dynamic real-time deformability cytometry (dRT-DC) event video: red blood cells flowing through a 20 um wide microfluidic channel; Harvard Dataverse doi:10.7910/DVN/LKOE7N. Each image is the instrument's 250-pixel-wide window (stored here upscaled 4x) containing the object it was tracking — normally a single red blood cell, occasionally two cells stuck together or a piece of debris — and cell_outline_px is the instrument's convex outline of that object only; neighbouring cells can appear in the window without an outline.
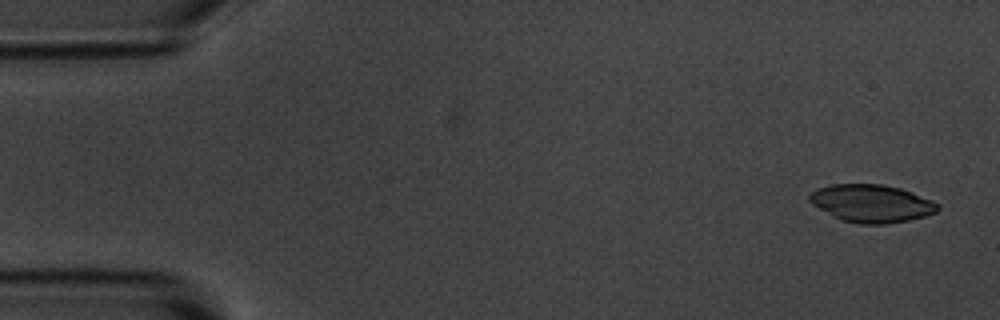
{"species": "common noctule bat (a hibernating species)", "species_latin": "Nyctalus noctula", "temperature_condition": "room temperature", "stored_images_in_passage": 9, "camera_frame_rate_fps": 3000, "um_per_image_px": 0.085, "animal": {"sex": "male", "body_mass_g": 20.1, "forearm_length_mm": 53.5}, "frame": {"image": 1, "passage_image": 1, "time_ms": 0.0, "image_size_px": [1000, 320], "cell_outline_px": [[940, 208], [936, 212], [924, 216], [908, 220], [888, 224], [860, 224], [840, 220], [832, 216], [812, 204], [808, 200], [808, 196], [816, 188], [832, 184], [880, 184], [900, 188], [912, 192], [932, 200], [940, 204]], "centroid_in_image_um": [74.07, 17.29], "position_along_channel_um": 10.9, "area_um2": 28.32}}